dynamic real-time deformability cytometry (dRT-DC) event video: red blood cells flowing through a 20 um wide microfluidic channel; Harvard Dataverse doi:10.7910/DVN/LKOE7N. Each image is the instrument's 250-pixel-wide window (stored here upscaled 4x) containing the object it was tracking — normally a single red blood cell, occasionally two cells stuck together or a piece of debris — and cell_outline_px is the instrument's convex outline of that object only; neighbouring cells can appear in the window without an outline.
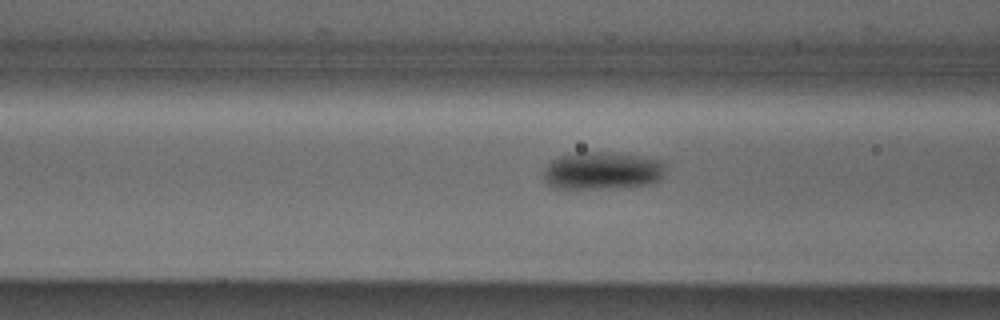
{"species": "Egyptian fruit bat (a non-hibernating species)", "species_latin": "Rousettus aegyptiacus", "temperature_condition": "cold", "stored_images_in_passage": 26, "camera_frame_rate_fps": 3000, "um_per_image_px": 0.085, "animal": {"sex": "male"}, "frame": {"image": 1, "passage_image": 4, "time_ms": 1.0, "image_size_px": [1000, 320], "cell_outline_px": [[664, 172], [660, 180], [652, 184], [600, 188], [552, 188], [544, 180], [544, 172], [548, 164], [552, 160], [560, 156], [576, 152], [612, 152], [660, 160], [664, 164]], "centroid_in_image_um": [51.17, 14.5], "position_along_channel_um": 115.4, "area_um2": 26.53}}
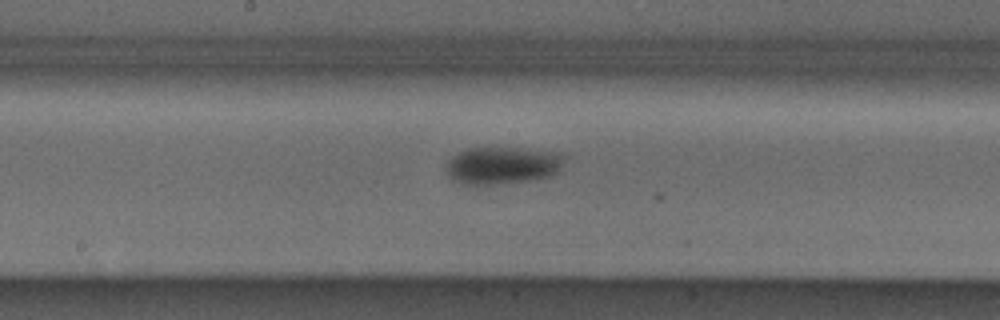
{"frame": {"image": 2, "passage_image": 11, "time_ms": 3.333, "image_size_px": [1000, 320], "cell_outline_px": [[560, 168], [556, 172], [548, 176], [528, 180], [472, 188], [460, 184], [452, 180], [448, 176], [448, 160], [452, 156], [460, 152], [472, 148], [524, 148], [556, 152], [560, 156]], "centroid_in_image_um": [42.59, 14.1], "position_along_channel_um": 205.6, "area_um2": 25.72}}
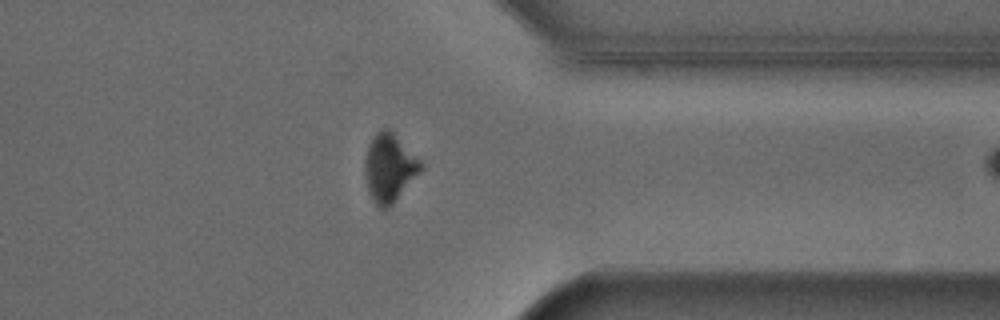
{"frame": {"image": 3, "passage_image": 25, "time_ms": 8.0, "image_size_px": [1000, 320], "cell_outline_px": [[424, 168], [392, 204], [388, 208], [380, 208], [372, 200], [368, 192], [364, 176], [364, 160], [368, 144], [372, 136], [380, 128], [388, 128], [424, 164]], "centroid_in_image_um": [33.06, 14.26], "position_along_channel_um": 378.3, "area_um2": 22.31}}